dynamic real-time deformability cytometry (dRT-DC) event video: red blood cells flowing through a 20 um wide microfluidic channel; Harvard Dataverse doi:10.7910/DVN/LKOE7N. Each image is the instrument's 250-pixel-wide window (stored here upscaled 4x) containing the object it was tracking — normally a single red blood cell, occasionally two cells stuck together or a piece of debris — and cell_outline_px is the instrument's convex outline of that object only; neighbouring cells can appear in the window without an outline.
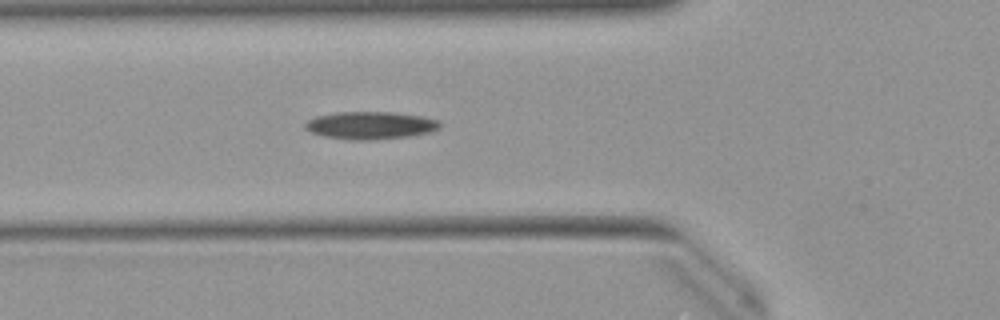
{"species": "Egyptian fruit bat (a non-hibernating species)", "species_latin": "Rousettus aegyptiacus", "temperature_condition": "warm", "stored_images_in_passage": 17, "camera_frame_rate_fps": 3000, "um_per_image_px": 0.085, "animal": {"sex": "female"}, "frame": {"image": 1, "passage_image": 7, "time_ms": 2.0, "image_size_px": [1000, 320], "cell_outline_px": [[440, 128], [428, 132], [408, 136], [372, 140], [348, 140], [324, 136], [312, 132], [304, 128], [304, 124], [308, 120], [316, 116], [336, 112], [396, 112], [420, 116], [440, 120]], "centroid_in_image_um": [31.47, 10.65], "position_along_channel_um": 94.3, "area_um2": 21.68}}
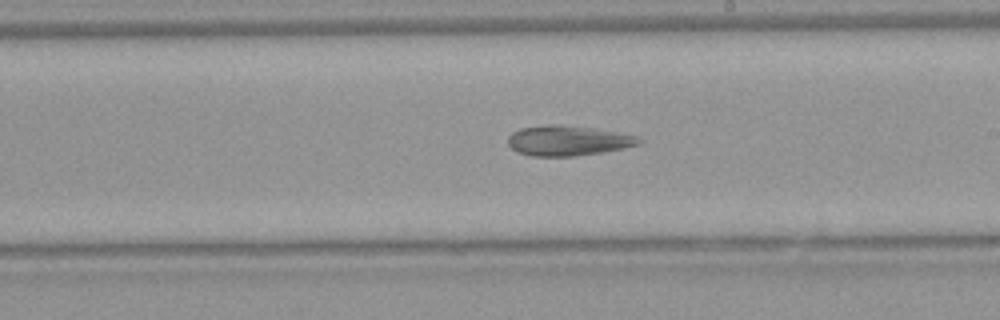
{"frame": {"image": 2, "passage_image": 15, "time_ms": 4.667, "image_size_px": [1000, 320], "cell_outline_px": [[644, 140], [640, 144], [624, 148], [576, 156], [532, 156], [516, 152], [508, 144], [508, 136], [512, 132], [520, 128], [548, 124], [552, 124], [596, 128], [640, 136]], "centroid_in_image_um": [48.3, 11.95], "position_along_channel_um": 240.7, "area_um2": 23.18}}